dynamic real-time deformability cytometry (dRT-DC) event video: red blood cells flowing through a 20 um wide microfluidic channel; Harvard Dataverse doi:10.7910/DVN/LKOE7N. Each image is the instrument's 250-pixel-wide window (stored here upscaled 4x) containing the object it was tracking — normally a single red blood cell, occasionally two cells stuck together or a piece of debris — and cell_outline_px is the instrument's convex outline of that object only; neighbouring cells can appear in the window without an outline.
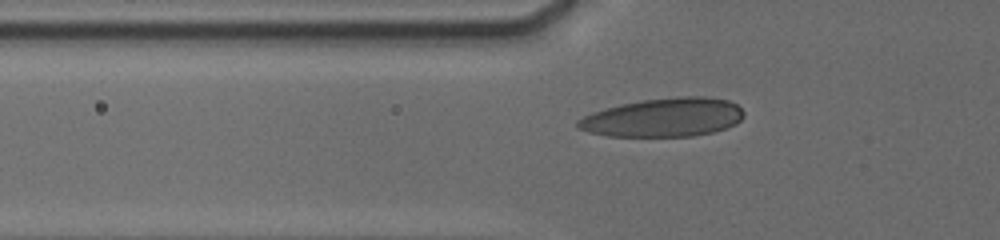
{"species": "human", "species_latin": "Homo sapiens", "temperature_condition": "cold", "stored_images_in_passage": 30, "camera_frame_rate_fps": 3000, "um_per_image_px": 0.085, "donor": {"sex": "male"}, "frame": {"image": 1, "passage_image": 6, "time_ms": 1.0, "image_size_px": [1000, 240], "cell_outline_px": [[744, 116], [736, 124], [712, 132], [692, 136], [608, 136], [588, 132], [576, 128], [576, 120], [592, 112], [604, 108], [620, 104], [640, 100], [676, 96], [704, 96], [728, 100], [736, 104], [744, 112]], "centroid_in_image_um": [56.37, 9.97], "position_along_channel_um": 69.4, "area_um2": 37.69}}
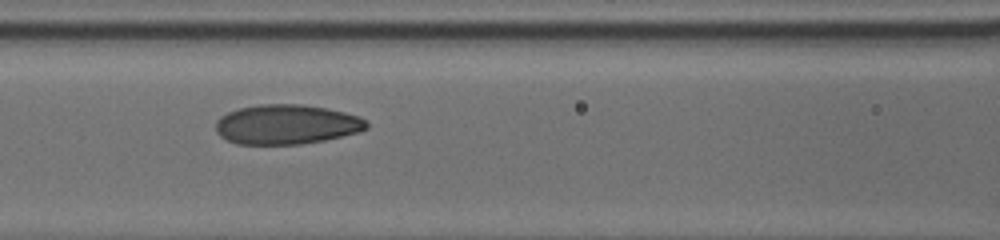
{"frame": {"image": 2, "passage_image": 20, "time_ms": 3.0, "image_size_px": [1000, 240], "cell_outline_px": [[368, 128], [356, 132], [324, 140], [300, 144], [236, 144], [220, 136], [216, 132], [216, 120], [220, 116], [228, 112], [240, 108], [260, 104], [300, 104], [324, 108], [344, 112], [360, 116], [368, 124]], "centroid_in_image_um": [24.32, 10.57], "position_along_channel_um": 142.3, "area_um2": 34.68}}
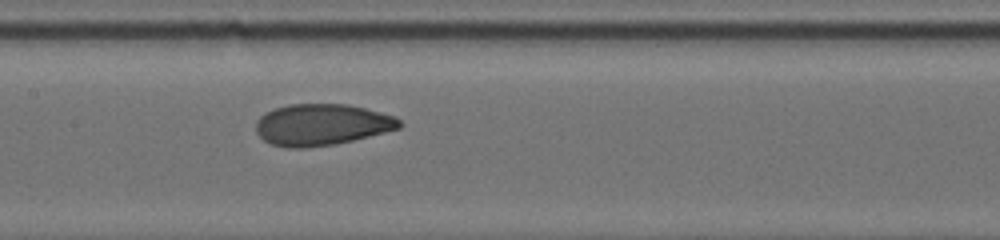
{"frame": {"image": 3, "passage_image": 27, "time_ms": 4.0, "image_size_px": [1000, 240], "cell_outline_px": [[404, 124], [400, 128], [352, 140], [332, 144], [300, 148], [288, 148], [272, 144], [264, 140], [256, 132], [256, 120], [260, 116], [276, 108], [292, 104], [348, 104], [396, 116]], "centroid_in_image_um": [27.36, 10.59], "position_along_channel_um": 180.0, "area_um2": 34.39}}